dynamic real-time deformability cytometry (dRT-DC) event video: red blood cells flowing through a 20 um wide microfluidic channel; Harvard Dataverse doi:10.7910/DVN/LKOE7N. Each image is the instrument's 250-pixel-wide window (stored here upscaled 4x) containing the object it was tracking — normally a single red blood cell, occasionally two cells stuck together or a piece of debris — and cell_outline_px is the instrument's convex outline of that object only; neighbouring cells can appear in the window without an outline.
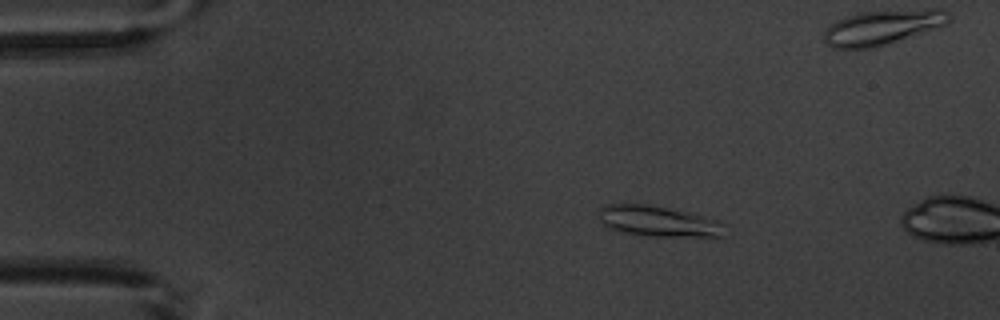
{"species": "common noctule bat (a hibernating species)", "species_latin": "Nyctalus noctula", "temperature_condition": "warm", "stored_images_in_passage": 2, "camera_frame_rate_fps": 3000, "um_per_image_px": 0.085, "animal": {"sex": "male", "body_mass_g": 20.1, "forearm_length_mm": 53.5}, "frame": {"image": 1, "passage_image": 1, "time_ms": 0.0, "image_size_px": [1000, 320], "cell_outline_px": [[724, 236], [648, 236], [620, 232], [608, 228], [600, 220], [600, 208], [604, 204], [644, 204], [684, 212], [716, 220], [724, 224]], "centroid_in_image_um": [55.89, 18.82], "position_along_channel_um": 29.1, "area_um2": 22.02}}